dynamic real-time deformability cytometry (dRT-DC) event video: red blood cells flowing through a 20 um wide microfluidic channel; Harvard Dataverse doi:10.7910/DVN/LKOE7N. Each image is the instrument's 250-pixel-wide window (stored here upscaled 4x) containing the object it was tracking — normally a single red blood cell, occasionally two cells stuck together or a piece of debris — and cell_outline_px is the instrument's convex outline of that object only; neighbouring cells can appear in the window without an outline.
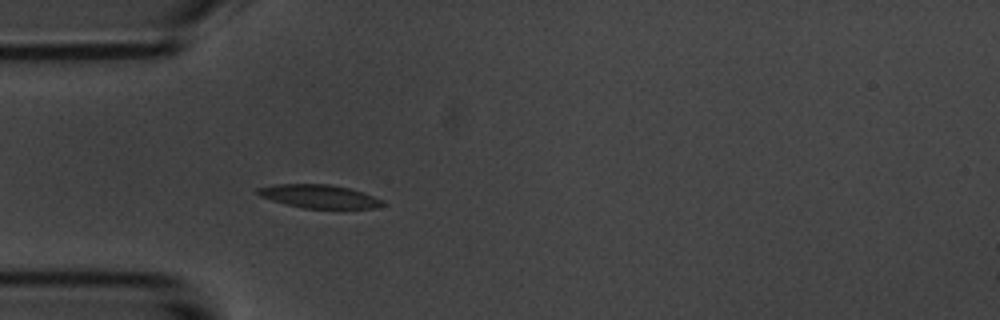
{"species": "common noctule bat (a hibernating species)", "species_latin": "Nyctalus noctula", "temperature_condition": "room temperature", "stored_images_in_passage": 3, "camera_frame_rate_fps": 3000, "um_per_image_px": 0.085, "animal": {"sex": "male", "body_mass_g": 20.1, "forearm_length_mm": 53.5}, "frame": {"image": 1, "passage_image": 3, "time_ms": 3.0, "image_size_px": [1000, 320], "cell_outline_px": [[388, 204], [376, 208], [304, 208], [272, 200], [260, 196], [256, 192], [256, 188], [276, 184], [328, 184], [352, 188], [384, 200]], "centroid_in_image_um": [27.19, 16.68], "position_along_channel_um": 57.8, "area_um2": 17.05}}